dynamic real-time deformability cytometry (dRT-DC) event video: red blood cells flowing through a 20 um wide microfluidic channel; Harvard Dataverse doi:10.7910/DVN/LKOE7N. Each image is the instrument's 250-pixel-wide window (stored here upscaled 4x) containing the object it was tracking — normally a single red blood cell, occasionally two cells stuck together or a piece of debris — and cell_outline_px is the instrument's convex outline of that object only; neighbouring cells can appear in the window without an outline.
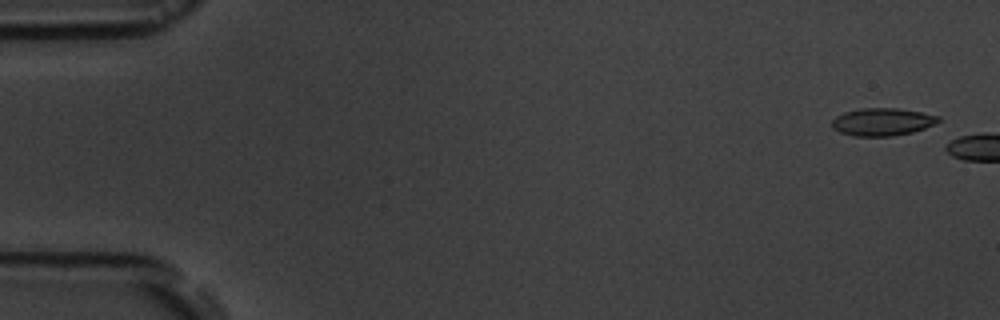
{"species": "common noctule bat (a hibernating species)", "species_latin": "Nyctalus noctula", "temperature_condition": "room temperature", "stored_images_in_passage": 5, "camera_frame_rate_fps": 3000, "um_per_image_px": 0.085, "animal": {"sex": "male", "body_mass_g": 19.5, "forearm_length_mm": 54.6}, "frame": {"image": 1, "passage_image": 1, "time_ms": 0.0, "image_size_px": [1000, 320], "cell_outline_px": [[940, 120], [936, 124], [912, 132], [892, 136], [852, 136], [840, 132], [832, 128], [832, 120], [836, 116], [844, 112], [860, 108], [900, 108], [940, 116]], "centroid_in_image_um": [74.99, 10.35], "position_along_channel_um": 10.0, "area_um2": 17.22}}
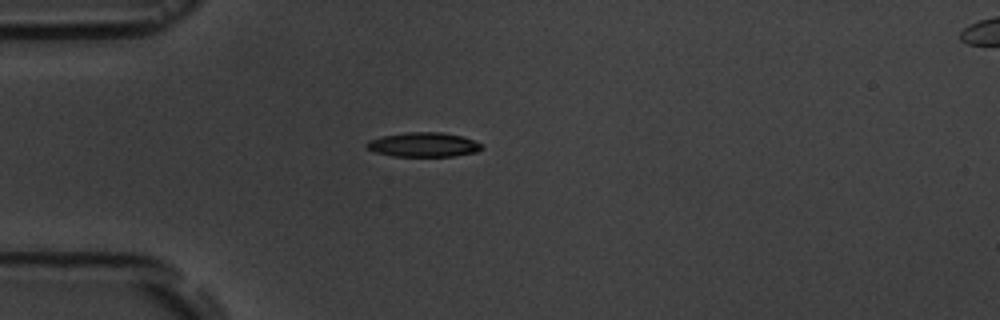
{"frame": {"image": 2, "passage_image": 5, "time_ms": 6.0, "image_size_px": [1000, 320], "cell_outline_px": [[484, 148], [476, 152], [452, 156], [392, 156], [376, 152], [368, 148], [364, 144], [368, 140], [384, 136], [408, 132], [440, 132], [460, 136], [484, 144]], "centroid_in_image_um": [36.01, 12.3], "position_along_channel_um": 49.0, "area_um2": 16.24}}